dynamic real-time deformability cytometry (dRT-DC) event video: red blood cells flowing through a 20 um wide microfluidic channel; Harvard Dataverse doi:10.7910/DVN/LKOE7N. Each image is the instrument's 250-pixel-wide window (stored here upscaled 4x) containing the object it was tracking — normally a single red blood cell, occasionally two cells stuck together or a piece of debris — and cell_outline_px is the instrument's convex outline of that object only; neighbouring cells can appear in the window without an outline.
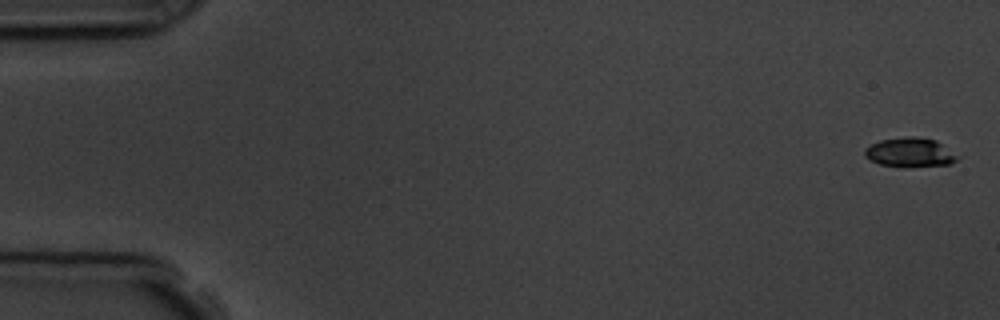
{"species": "common noctule bat (a hibernating species)", "species_latin": "Nyctalus noctula", "temperature_condition": "room temperature", "stored_images_in_passage": 5, "camera_frame_rate_fps": 3000, "um_per_image_px": 0.085, "animal": {"sex": "male", "body_mass_g": 19.5, "forearm_length_mm": 54.6}, "frame": {"image": 1, "passage_image": 1, "time_ms": 0.0, "image_size_px": [1000, 320], "cell_outline_px": [[960, 156], [956, 160], [948, 164], [904, 168], [880, 164], [864, 156], [864, 148], [880, 140], [908, 136], [912, 136], [936, 140]], "centroid_in_image_um": [77.34, 12.96], "position_along_channel_um": 7.7, "area_um2": 15.9}}